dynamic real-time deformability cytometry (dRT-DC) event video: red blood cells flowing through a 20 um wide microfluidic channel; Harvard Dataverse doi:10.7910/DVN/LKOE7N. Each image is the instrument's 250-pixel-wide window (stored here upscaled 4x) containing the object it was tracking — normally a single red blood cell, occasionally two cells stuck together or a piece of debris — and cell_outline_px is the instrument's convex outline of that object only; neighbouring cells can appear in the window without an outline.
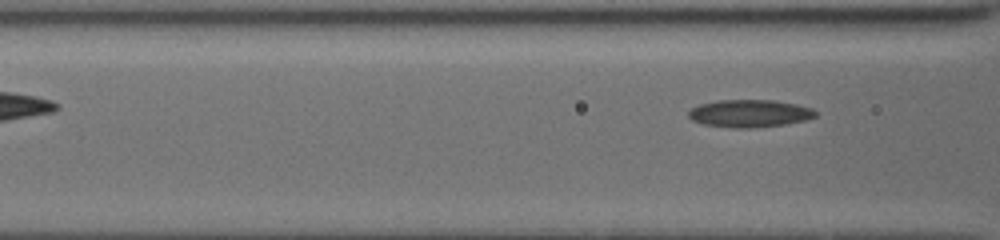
{"species": "common noctule bat (a hibernating species)", "species_latin": "Nyctalus noctula", "temperature_condition": "cold", "stored_images_in_passage": 8, "camera_frame_rate_fps": 3000, "um_per_image_px": 0.085, "animal": {"sex": "female", "body_mass_g": 19.5, "forearm_length_mm": 54.1}, "frame": {"image": 1, "passage_image": 8, "time_ms": 5.667, "image_size_px": [1000, 240], "cell_outline_px": [[816, 116], [804, 120], [784, 124], [756, 128], [732, 128], [700, 124], [692, 120], [688, 116], [688, 112], [692, 108], [700, 104], [716, 100], [772, 100], [796, 104], [812, 108], [816, 112]], "centroid_in_image_um": [63.67, 9.65], "position_along_channel_um": 102.9, "area_um2": 20.46}}